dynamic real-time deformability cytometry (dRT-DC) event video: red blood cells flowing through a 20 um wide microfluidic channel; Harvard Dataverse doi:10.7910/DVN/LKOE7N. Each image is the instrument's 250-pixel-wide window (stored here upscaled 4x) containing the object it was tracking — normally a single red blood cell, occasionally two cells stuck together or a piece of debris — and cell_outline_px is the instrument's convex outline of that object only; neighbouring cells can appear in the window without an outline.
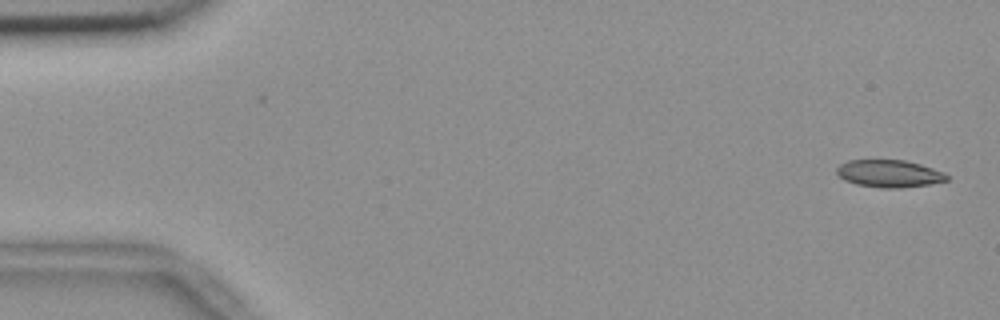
{"species": "common noctule bat (a hibernating species)", "species_latin": "Nyctalus noctula", "temperature_condition": "room temperature", "stored_images_in_passage": 55, "camera_frame_rate_fps": 3000, "um_per_image_px": 0.085, "animal": {"sex": "female", "body_mass_g": 18.4}, "frame": {"image": 1, "passage_image": 2, "time_ms": 0.333, "image_size_px": [1000, 320], "cell_outline_px": [[948, 180], [928, 184], [900, 188], [880, 188], [856, 184], [844, 180], [836, 172], [836, 168], [840, 164], [848, 160], [904, 160], [920, 164], [944, 172], [948, 176]], "centroid_in_image_um": [75.56, 14.75], "position_along_channel_um": 9.4, "area_um2": 17.51}}
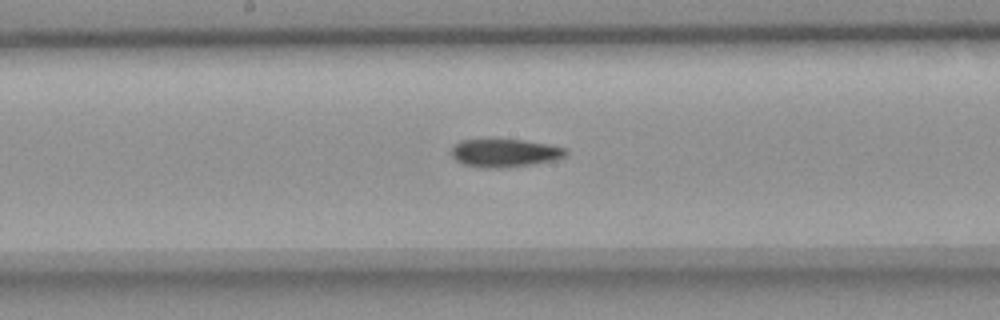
{"frame": {"image": 2, "passage_image": 29, "time_ms": 9.333, "image_size_px": [1000, 320], "cell_outline_px": [[568, 152], [564, 156], [556, 160], [532, 164], [500, 168], [476, 168], [464, 164], [456, 160], [452, 156], [452, 144], [460, 140], [488, 136], [496, 136], [524, 140], [548, 144], [568, 148]], "centroid_in_image_um": [42.85, 12.94], "position_along_channel_um": 205.4, "area_um2": 19.88}}
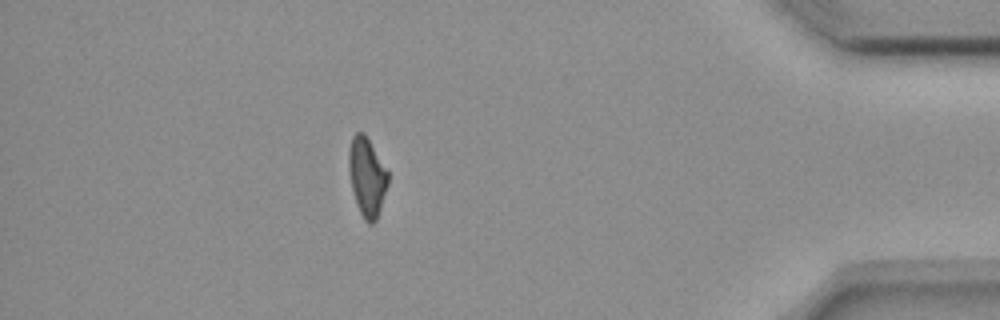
{"frame": {"image": 3, "passage_image": 49, "time_ms": 16.0, "image_size_px": [1000, 320], "cell_outline_px": [[388, 184], [376, 220], [372, 224], [368, 224], [364, 220], [356, 204], [352, 188], [348, 168], [348, 152], [352, 136], [356, 132], [364, 132], [388, 168]], "centroid_in_image_um": [31.19, 15.0], "position_along_channel_um": 404.0, "area_um2": 18.21}, "authors_computed_cell_mechanics": {"area_um2": 18.4382, "velocity_mm_per_s": 3.6636, "shape_relaxation_time_tau1_ms": 10.0165, "shape_relaxation_time_tau2_ms": 6.1884, "deformation_change_tau1": 0.1892, "deformation_change_tau2": 0.1351}}